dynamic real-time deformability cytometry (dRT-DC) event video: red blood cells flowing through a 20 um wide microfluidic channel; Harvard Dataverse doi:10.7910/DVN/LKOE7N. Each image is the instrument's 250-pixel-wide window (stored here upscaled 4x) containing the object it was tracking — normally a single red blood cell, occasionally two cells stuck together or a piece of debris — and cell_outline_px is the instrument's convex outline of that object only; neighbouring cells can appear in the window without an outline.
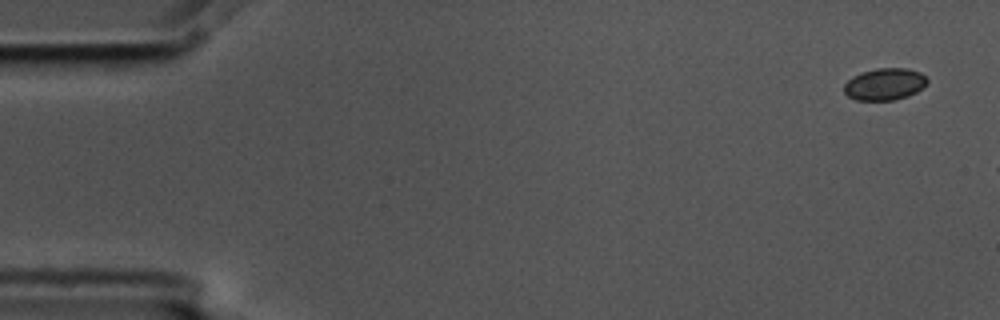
{"species": "common noctule bat (a hibernating species)", "species_latin": "Nyctalus noctula", "temperature_condition": "cold", "stored_images_in_passage": 3, "camera_frame_rate_fps": 3000, "um_per_image_px": 0.085, "animal": {"sex": "male", "body_mass_g": 17.5, "forearm_length_mm": 52.3}, "frame": {"image": 1, "passage_image": 1, "time_ms": 0.0, "image_size_px": [1000, 320], "cell_outline_px": [[928, 80], [916, 92], [908, 96], [892, 100], [856, 100], [848, 96], [844, 92], [844, 84], [852, 76], [860, 72], [876, 68], [908, 68], [920, 72]], "centroid_in_image_um": [75.16, 7.14], "position_along_channel_um": 9.8, "area_um2": 15.43}}